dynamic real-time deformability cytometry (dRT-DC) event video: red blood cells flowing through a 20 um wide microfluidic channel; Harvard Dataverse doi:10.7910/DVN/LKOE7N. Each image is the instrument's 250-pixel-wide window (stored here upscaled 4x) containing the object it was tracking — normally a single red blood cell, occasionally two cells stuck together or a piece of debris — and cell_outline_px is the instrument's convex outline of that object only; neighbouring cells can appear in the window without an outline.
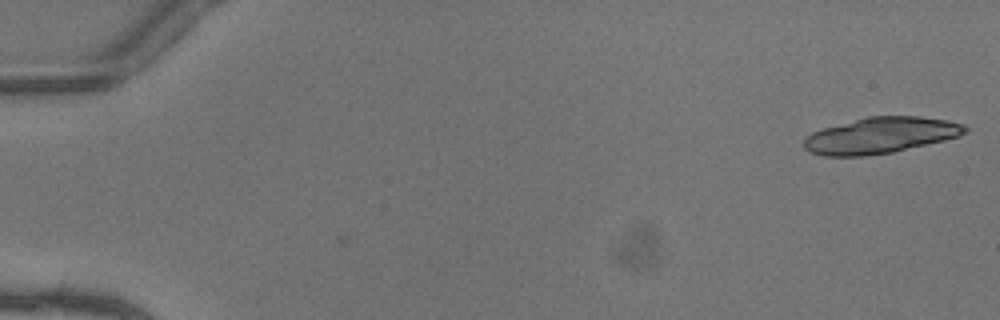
{"species": "common noctule bat (a hibernating species)", "species_latin": "Nyctalus noctula", "temperature_condition": "warm", "stored_images_in_passage": 2, "camera_frame_rate_fps": 3000, "um_per_image_px": 0.085, "animal": {"sex": "female"}, "frame": {"image": 1, "passage_image": 2, "time_ms": 0.333, "image_size_px": [1000, 320], "cell_outline_px": [[968, 132], [944, 140], [892, 152], [864, 156], [824, 156], [808, 152], [804, 148], [804, 140], [812, 132], [824, 128], [868, 116], [920, 116], [948, 120], [964, 124], [968, 128]], "centroid_in_image_um": [74.85, 11.5], "position_along_channel_um": 10.2, "area_um2": 33.7}}